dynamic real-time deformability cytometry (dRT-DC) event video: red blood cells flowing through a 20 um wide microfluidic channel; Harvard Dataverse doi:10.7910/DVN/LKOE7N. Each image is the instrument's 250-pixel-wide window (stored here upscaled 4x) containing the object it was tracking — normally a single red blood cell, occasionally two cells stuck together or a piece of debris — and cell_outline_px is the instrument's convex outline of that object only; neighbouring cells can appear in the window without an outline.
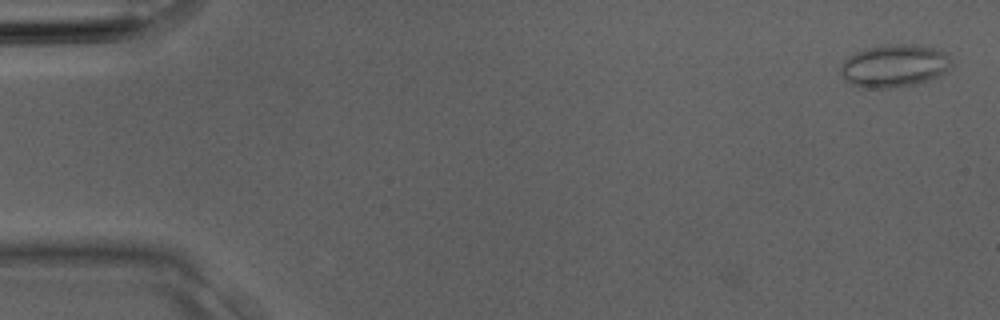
{"species": "Egyptian fruit bat (a non-hibernating species)", "species_latin": "Rousettus aegyptiacus", "temperature_condition": "room temperature", "stored_images_in_passage": 3, "camera_frame_rate_fps": 3000, "um_per_image_px": 0.085, "animal": {"sex": "male"}, "frame": {"image": 1, "passage_image": 1, "time_ms": 0.0, "image_size_px": [1000, 320], "cell_outline_px": [[952, 68], [940, 76], [916, 84], [892, 88], [860, 88], [844, 80], [840, 72], [840, 68], [844, 60], [848, 56], [864, 48], [884, 44], [908, 44], [932, 48], [948, 52], [952, 64]], "centroid_in_image_um": [76.02, 5.6], "position_along_channel_um": 9.0, "area_um2": 28.03}}
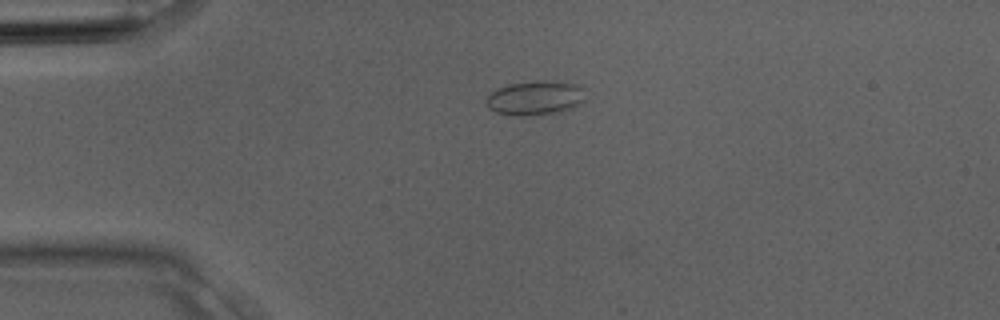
{"frame": {"image": 2, "passage_image": 3, "time_ms": 0.667, "image_size_px": [1000, 320], "cell_outline_px": [[580, 104], [576, 108], [560, 112], [524, 116], [520, 116], [496, 112], [488, 108], [484, 100], [496, 88], [508, 84], [544, 80], [576, 84], [580, 88]], "centroid_in_image_um": [45.41, 8.34], "position_along_channel_um": 39.6, "area_um2": 19.54}}